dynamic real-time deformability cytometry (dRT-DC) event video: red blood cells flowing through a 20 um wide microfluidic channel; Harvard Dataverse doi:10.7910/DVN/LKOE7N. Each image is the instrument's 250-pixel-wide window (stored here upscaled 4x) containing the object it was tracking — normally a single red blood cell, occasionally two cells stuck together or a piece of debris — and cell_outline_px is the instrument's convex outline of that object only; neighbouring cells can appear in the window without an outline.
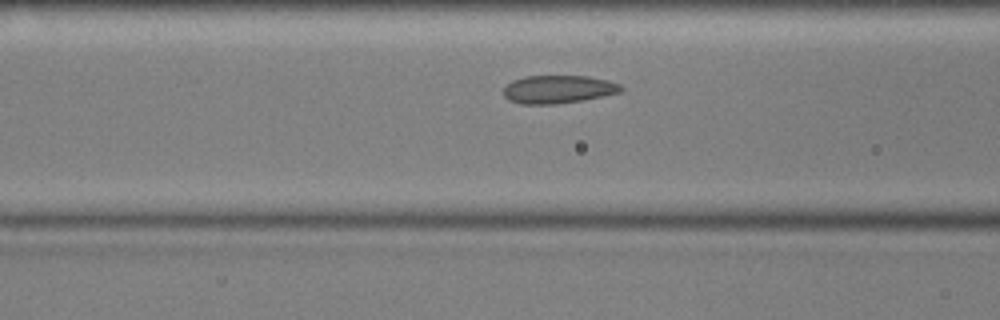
{"species": "common noctule bat (a hibernating species)", "species_latin": "Nyctalus noctula", "temperature_condition": "cold", "stored_images_in_passage": 45, "camera_frame_rate_fps": 3000, "um_per_image_px": 0.085, "animal": {"sex": "male", "body_mass_g": 17.9, "forearm_length_mm": 54.2}, "frame": {"image": 1, "passage_image": 11, "time_ms": 3.333, "image_size_px": [1000, 320], "cell_outline_px": [[624, 88], [620, 92], [604, 96], [584, 100], [552, 104], [520, 104], [508, 100], [504, 96], [504, 88], [512, 80], [524, 76], [588, 76], [608, 80], [620, 84]], "centroid_in_image_um": [47.45, 7.59], "position_along_channel_um": 119.1, "area_um2": 19.31}}
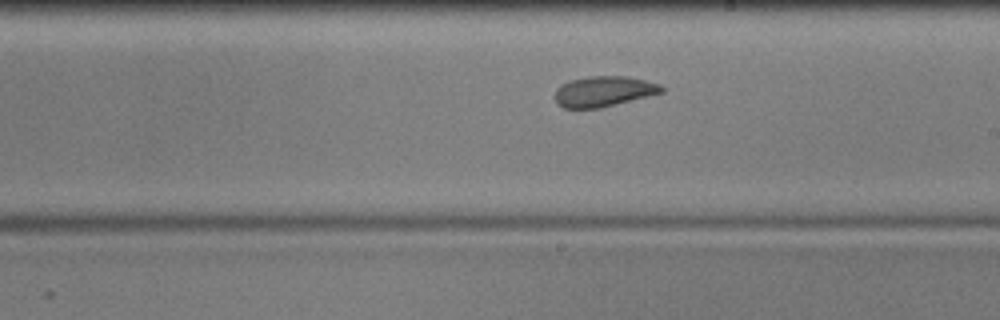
{"frame": {"image": 2, "passage_image": 21, "time_ms": 6.667, "image_size_px": [1000, 320], "cell_outline_px": [[664, 92], [600, 108], [564, 108], [556, 104], [556, 88], [560, 84], [572, 80], [588, 76], [628, 76], [660, 84], [664, 88]], "centroid_in_image_um": [51.31, 7.76], "position_along_channel_um": 237.7, "area_um2": 18.9}}
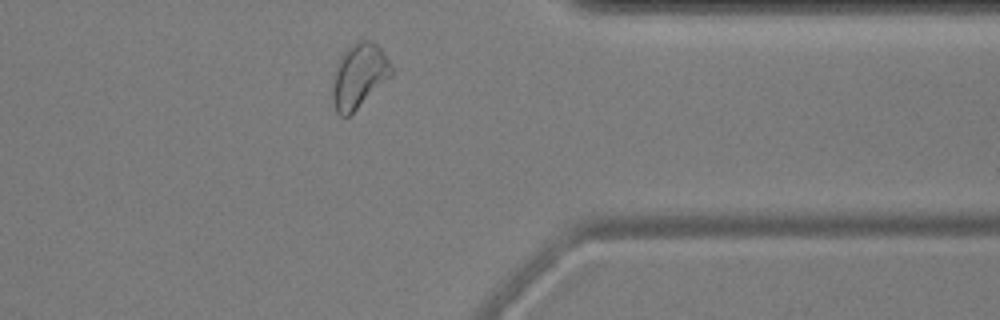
{"frame": {"image": 3, "passage_image": 34, "time_ms": 11.0, "image_size_px": [1000, 320], "cell_outline_px": [[392, 76], [348, 116], [340, 116], [336, 112], [332, 104], [332, 84], [336, 68], [344, 52], [356, 40], [368, 40], [376, 44], [380, 48], [388, 60], [392, 68]], "centroid_in_image_um": [30.5, 6.46], "position_along_channel_um": 380.9, "area_um2": 21.79}, "authors_computed_cell_mechanics": {"area_um2": 19.652, "velocity_mm_per_s": 3.5581, "shape_relaxation_time_tau1_ms": 11.0221, "shape_relaxation_time_tau2_ms": 2.3157, "deformation_change_tau1": 0.196, "deformation_change_tau2": 0.0833}}